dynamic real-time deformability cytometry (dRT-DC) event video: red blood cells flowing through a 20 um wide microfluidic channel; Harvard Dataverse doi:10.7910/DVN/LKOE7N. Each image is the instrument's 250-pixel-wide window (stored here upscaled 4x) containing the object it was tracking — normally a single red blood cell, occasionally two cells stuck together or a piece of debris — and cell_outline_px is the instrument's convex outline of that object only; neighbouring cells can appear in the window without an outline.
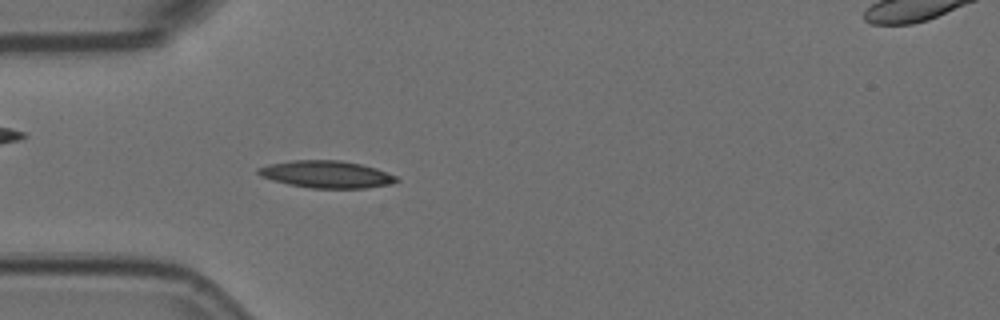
{"species": "Egyptian fruit bat (a non-hibernating species)", "species_latin": "Rousettus aegyptiacus", "temperature_condition": "room temperature", "stored_images_in_passage": 5, "camera_frame_rate_fps": 3000, "um_per_image_px": 0.085, "animal": {"sex": "female"}, "frame": {"image": 1, "passage_image": 5, "time_ms": 1.333, "image_size_px": [1000, 320], "cell_outline_px": [[400, 180], [388, 184], [368, 188], [312, 188], [288, 184], [272, 180], [260, 176], [256, 172], [256, 168], [268, 164], [292, 160], [340, 160], [360, 164], [376, 168], [388, 172], [396, 176]], "centroid_in_image_um": [27.72, 14.81], "position_along_channel_um": 57.3, "area_um2": 21.96}}